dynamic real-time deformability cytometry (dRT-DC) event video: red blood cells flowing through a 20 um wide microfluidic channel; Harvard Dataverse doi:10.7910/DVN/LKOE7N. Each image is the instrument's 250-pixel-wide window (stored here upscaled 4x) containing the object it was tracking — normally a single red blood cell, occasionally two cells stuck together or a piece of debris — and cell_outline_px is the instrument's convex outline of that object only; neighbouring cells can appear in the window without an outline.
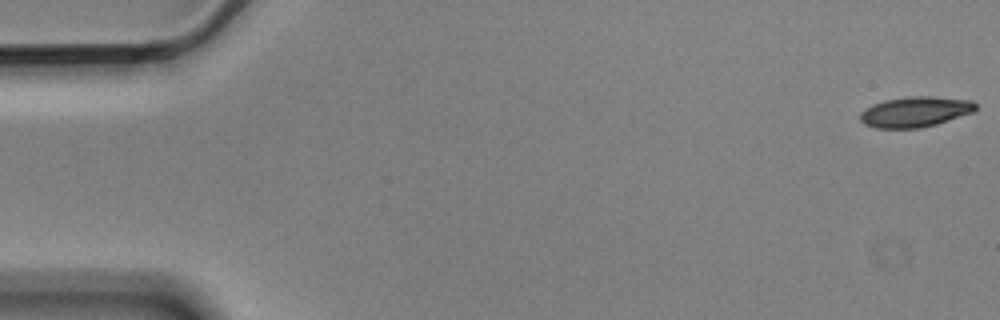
{"species": "Egyptian fruit bat (a non-hibernating species)", "species_latin": "Rousettus aegyptiacus", "temperature_condition": "cold", "stored_images_in_passage": 5, "camera_frame_rate_fps": 3000, "um_per_image_px": 0.085, "animal": {"sex": "male"}, "frame": {"image": 1, "passage_image": 1, "time_ms": 0.0, "image_size_px": [1000, 320], "cell_outline_px": [[976, 112], [936, 124], [920, 128], [876, 128], [864, 124], [860, 120], [860, 112], [864, 108], [872, 104], [884, 100], [908, 96], [932, 96], [972, 100], [976, 104]], "centroid_in_image_um": [77.8, 9.5], "position_along_channel_um": 7.2, "area_um2": 20.75}}